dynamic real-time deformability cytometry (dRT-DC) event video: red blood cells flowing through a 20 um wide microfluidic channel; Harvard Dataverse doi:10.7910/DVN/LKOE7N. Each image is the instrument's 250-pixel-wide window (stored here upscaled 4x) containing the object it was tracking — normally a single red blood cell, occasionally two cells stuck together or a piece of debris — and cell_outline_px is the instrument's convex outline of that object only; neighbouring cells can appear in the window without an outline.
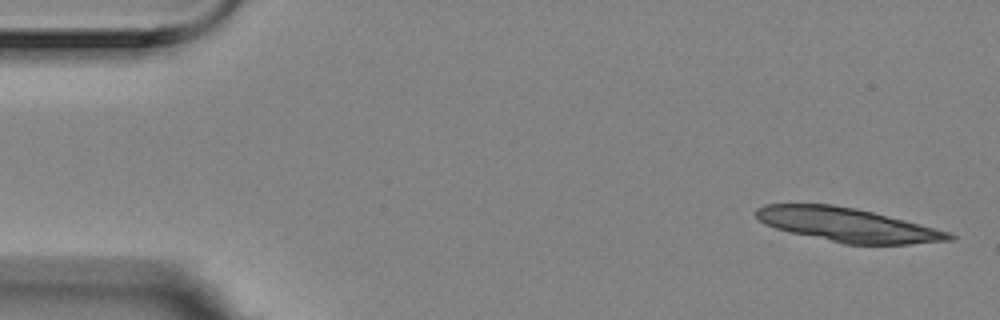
{"species": "Egyptian fruit bat (a non-hibernating species)", "species_latin": "Rousettus aegyptiacus", "temperature_condition": "room temperature", "stored_images_in_passage": 4, "camera_frame_rate_fps": 3000, "um_per_image_px": 0.085, "animal": {"sex": "female"}, "frame": {"image": 1, "passage_image": 1, "time_ms": 0.0, "image_size_px": [1000, 320], "cell_outline_px": [[956, 236], [952, 240], [908, 244], [844, 244], [792, 232], [776, 228], [764, 224], [756, 216], [756, 208], [764, 204], [832, 204], [856, 208], [904, 220], [948, 232]], "centroid_in_image_um": [72.0, 19.1], "position_along_channel_um": 13.0, "area_um2": 37.51}}